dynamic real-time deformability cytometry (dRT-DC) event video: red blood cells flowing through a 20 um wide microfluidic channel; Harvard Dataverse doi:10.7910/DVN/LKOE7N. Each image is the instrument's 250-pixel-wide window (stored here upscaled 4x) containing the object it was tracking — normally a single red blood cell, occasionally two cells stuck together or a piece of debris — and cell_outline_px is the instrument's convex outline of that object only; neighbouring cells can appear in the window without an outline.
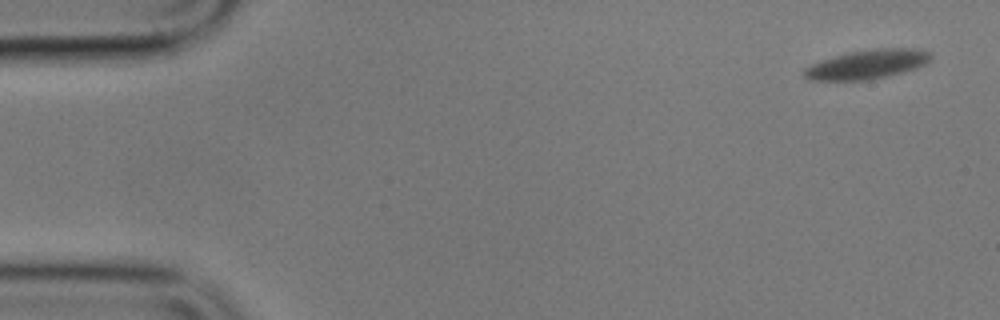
{"species": "common noctule bat (a hibernating species)", "species_latin": "Nyctalus noctula", "temperature_condition": "cold", "stored_images_in_passage": 8, "camera_frame_rate_fps": 3000, "um_per_image_px": 0.085, "animal": {"sex": "male", "body_mass_g": 17.9}, "frame": {"image": 1, "passage_image": 1, "time_ms": 0.0, "image_size_px": [1000, 320], "cell_outline_px": [[932, 60], [916, 68], [888, 76], [868, 80], [812, 80], [804, 76], [804, 68], [812, 64], [836, 56], [852, 52], [876, 48], [916, 48], [932, 52]], "centroid_in_image_um": [73.79, 5.46], "position_along_channel_um": 11.2, "area_um2": 21.33}}
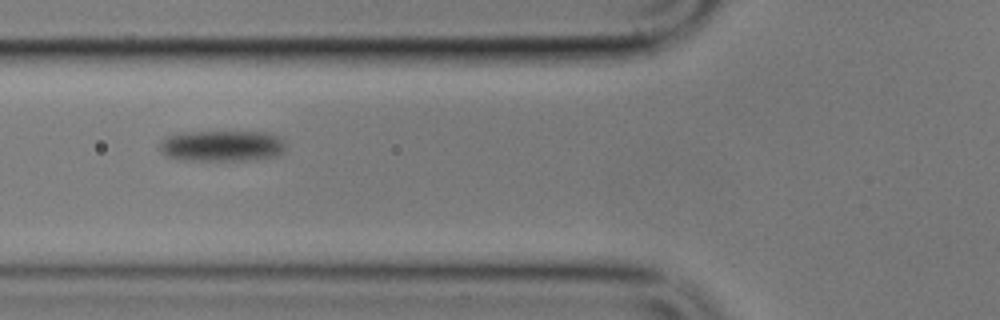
{"frame": {"image": 2, "passage_image": 6, "time_ms": 7.333, "image_size_px": [1000, 320], "cell_outline_px": [[284, 152], [276, 156], [244, 160], [180, 160], [168, 156], [160, 152], [160, 140], [168, 136], [188, 132], [268, 132], [284, 136]], "centroid_in_image_um": [18.91, 12.39], "position_along_channel_um": 106.9, "area_um2": 22.89}}
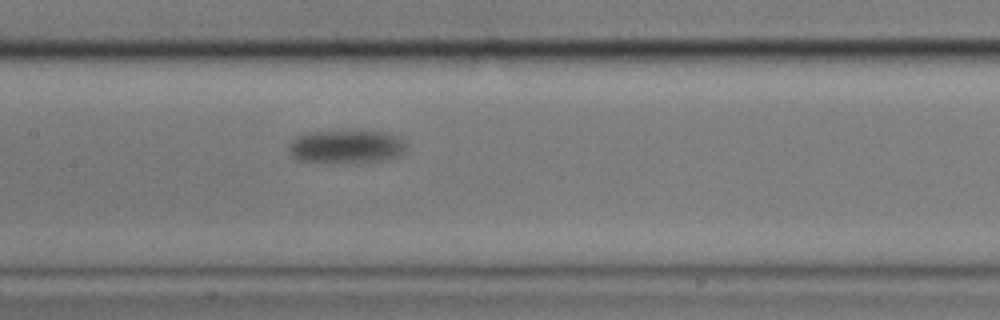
{"frame": {"image": 3, "passage_image": 8, "time_ms": 9.667, "image_size_px": [1000, 320], "cell_outline_px": [[404, 152], [400, 156], [384, 160], [340, 164], [328, 164], [296, 160], [292, 156], [288, 148], [288, 144], [296, 136], [308, 132], [384, 132], [396, 136], [404, 144]], "centroid_in_image_um": [29.35, 12.51], "position_along_channel_um": 178.1, "area_um2": 22.95}}